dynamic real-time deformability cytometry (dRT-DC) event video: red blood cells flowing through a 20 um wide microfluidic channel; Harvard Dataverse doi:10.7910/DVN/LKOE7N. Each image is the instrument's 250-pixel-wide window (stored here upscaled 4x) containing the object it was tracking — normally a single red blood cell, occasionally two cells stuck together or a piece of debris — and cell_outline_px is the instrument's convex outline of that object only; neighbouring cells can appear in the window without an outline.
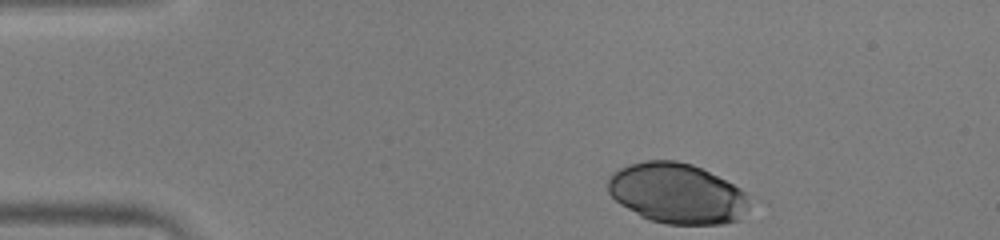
{"species": "human", "species_latin": "Homo sapiens", "temperature_condition": "warm", "stored_images_in_passage": 44, "camera_frame_rate_fps": 3000, "um_per_image_px": 0.085, "donor": {"sex": "male"}, "frame": {"image": 1, "passage_image": 1, "time_ms": 0.0, "image_size_px": [1000, 240], "cell_outline_px": [[748, 204], [740, 220], [724, 224], [668, 224], [648, 220], [640, 216], [620, 204], [608, 192], [608, 180], [612, 172], [628, 164], [648, 160], [676, 160], [692, 164], [740, 188], [744, 192]], "centroid_in_image_um": [57.5, 16.44], "position_along_channel_um": 27.5, "area_um2": 49.48}}
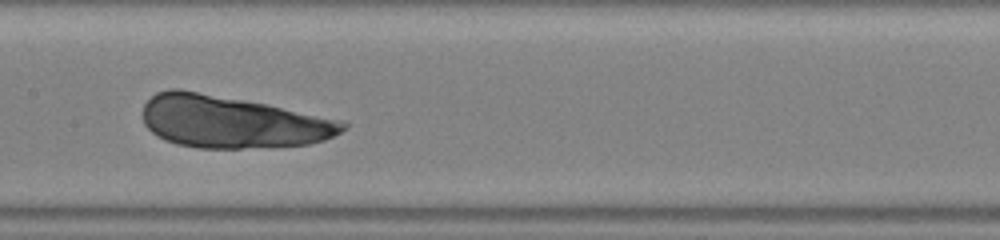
{"frame": {"image": 2, "passage_image": 19, "time_ms": 6.0, "image_size_px": [1000, 240], "cell_outline_px": [[348, 128], [324, 140], [308, 144], [272, 148], [196, 148], [176, 144], [164, 140], [152, 132], [144, 124], [144, 104], [156, 92], [168, 88], [180, 88], [264, 104], [336, 120], [348, 124]], "centroid_in_image_um": [19.65, 10.37], "position_along_channel_um": 187.7, "area_um2": 60.46}}
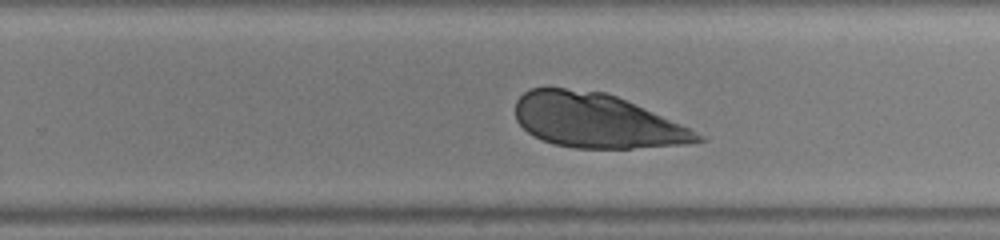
{"frame": {"image": 3, "passage_image": 26, "time_ms": 8.333, "image_size_px": [1000, 240], "cell_outline_px": [[708, 140], [684, 144], [632, 148], [576, 148], [552, 144], [528, 132], [516, 120], [516, 100], [528, 88], [564, 88], [604, 92], [616, 96], [708, 136]], "centroid_in_image_um": [50.71, 10.27], "position_along_channel_um": 279.1, "area_um2": 57.22}}